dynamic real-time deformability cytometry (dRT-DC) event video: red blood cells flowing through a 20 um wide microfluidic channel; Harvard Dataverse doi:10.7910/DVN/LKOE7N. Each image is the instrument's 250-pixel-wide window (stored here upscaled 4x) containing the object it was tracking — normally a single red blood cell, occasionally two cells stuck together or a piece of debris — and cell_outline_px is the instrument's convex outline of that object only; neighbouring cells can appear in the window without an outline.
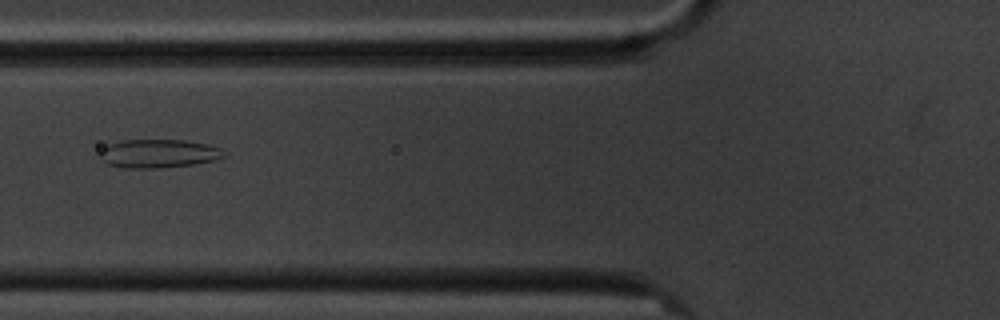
{"species": "common noctule bat (a hibernating species)", "species_latin": "Nyctalus noctula", "temperature_condition": "cold", "stored_images_in_passage": 8, "camera_frame_rate_fps": 3000, "um_per_image_px": 0.085, "animal": {"sex": "male", "body_mass_g": 20.1, "forearm_length_mm": 53.5}, "frame": {"image": 1, "passage_image": 6, "time_ms": 6.667, "image_size_px": [1000, 320], "cell_outline_px": [[228, 156], [216, 160], [192, 164], [156, 168], [124, 168], [108, 164], [100, 156], [100, 152], [108, 144], [124, 140], [184, 140], [208, 144], [220, 148]], "centroid_in_image_um": [13.51, 13.05], "position_along_channel_um": 112.3, "area_um2": 20.52}}